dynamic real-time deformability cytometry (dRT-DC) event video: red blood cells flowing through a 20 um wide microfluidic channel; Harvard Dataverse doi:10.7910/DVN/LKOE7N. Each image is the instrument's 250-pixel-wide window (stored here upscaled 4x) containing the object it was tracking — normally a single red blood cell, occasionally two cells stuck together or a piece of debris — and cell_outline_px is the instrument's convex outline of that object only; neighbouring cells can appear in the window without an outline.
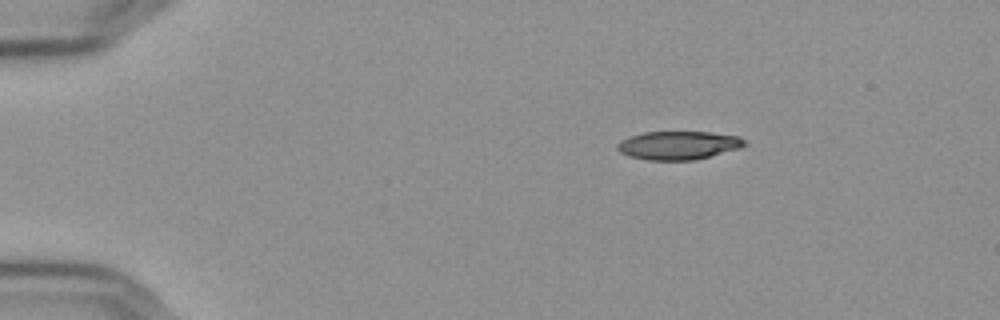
{"species": "Egyptian fruit bat (a non-hibernating species)", "species_latin": "Rousettus aegyptiacus", "temperature_condition": "cold", "stored_images_in_passage": 3, "camera_frame_rate_fps": 3000, "um_per_image_px": 0.085, "frame": {"image": 1, "passage_image": 1, "time_ms": 0.0, "image_size_px": [1000, 320], "cell_outline_px": [[748, 144], [740, 148], [696, 160], [648, 160], [628, 156], [620, 152], [616, 148], [616, 144], [620, 140], [628, 136], [644, 132], [712, 132], [740, 136], [748, 140]], "centroid_in_image_um": [57.69, 12.34], "position_along_channel_um": 27.3, "area_um2": 21.44}}